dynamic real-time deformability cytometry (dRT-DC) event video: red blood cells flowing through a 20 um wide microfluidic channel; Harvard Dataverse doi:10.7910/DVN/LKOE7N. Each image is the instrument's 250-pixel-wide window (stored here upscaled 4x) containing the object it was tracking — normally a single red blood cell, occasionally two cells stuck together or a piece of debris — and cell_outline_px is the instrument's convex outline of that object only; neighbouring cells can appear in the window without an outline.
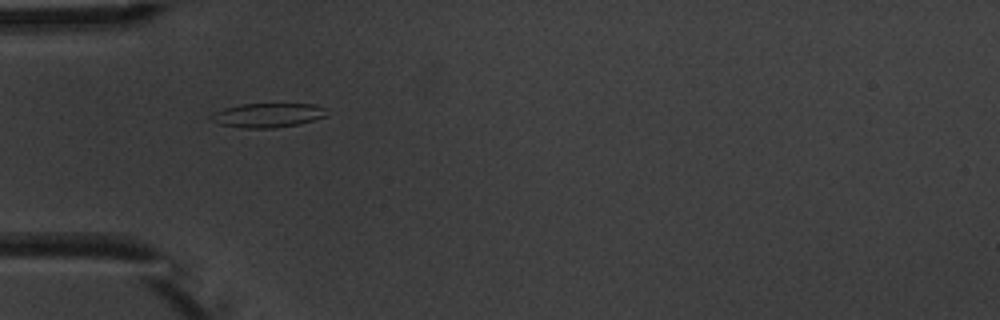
{"species": "common noctule bat (a hibernating species)", "species_latin": "Nyctalus noctula", "temperature_condition": "warm", "stored_images_in_passage": 7, "camera_frame_rate_fps": 3000, "um_per_image_px": 0.085, "animal": {"sex": "male", "body_mass_g": 20.1, "forearm_length_mm": 53.5}, "frame": {"image": 1, "passage_image": 6, "time_ms": 6.0, "image_size_px": [1000, 320], "cell_outline_px": [[324, 116], [300, 124], [276, 128], [244, 128], [220, 124], [212, 120], [208, 116], [212, 112], [224, 108], [240, 104], [316, 104], [324, 108]], "centroid_in_image_um": [22.69, 9.79], "position_along_channel_um": 62.3, "area_um2": 16.24}}
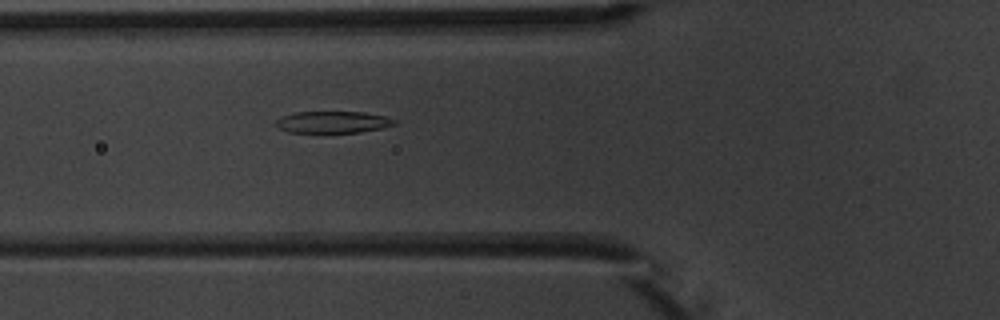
{"frame": {"image": 2, "passage_image": 7, "time_ms": 7.0, "image_size_px": [1000, 320], "cell_outline_px": [[396, 124], [384, 128], [360, 132], [288, 132], [280, 128], [276, 124], [276, 120], [284, 116], [296, 112], [364, 112], [384, 116], [396, 120]], "centroid_in_image_um": [28.34, 10.38], "position_along_channel_um": 97.5, "area_um2": 14.85}}